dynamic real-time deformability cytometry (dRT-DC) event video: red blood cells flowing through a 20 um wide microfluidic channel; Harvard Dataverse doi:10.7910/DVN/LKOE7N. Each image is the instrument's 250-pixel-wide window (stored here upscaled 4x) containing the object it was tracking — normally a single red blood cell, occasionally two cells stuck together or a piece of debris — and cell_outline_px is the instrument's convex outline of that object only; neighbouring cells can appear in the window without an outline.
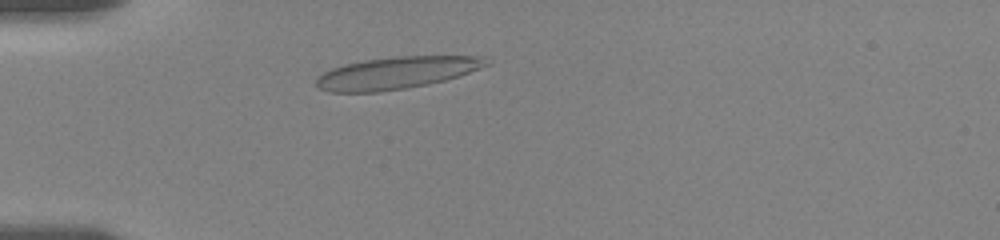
{"species": "human", "species_latin": "Homo sapiens", "temperature_condition": "room temperature", "stored_images_in_passage": 42, "camera_frame_rate_fps": 3000, "um_per_image_px": 0.085, "donor": {"sex": "female"}, "frame": {"image": 1, "passage_image": 5, "time_ms": 2.0, "image_size_px": [1000, 240], "cell_outline_px": [[492, 64], [460, 76], [428, 84], [380, 92], [332, 92], [320, 88], [316, 84], [316, 80], [324, 72], [332, 68], [344, 64], [364, 60], [396, 56], [484, 56], [492, 60]], "centroid_in_image_um": [33.79, 6.18], "position_along_channel_um": 51.2, "area_um2": 31.91}}
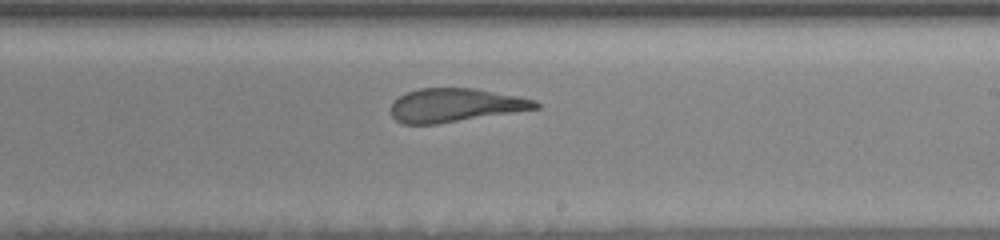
{"frame": {"image": 2, "passage_image": 18, "time_ms": 8.0, "image_size_px": [1000, 240], "cell_outline_px": [[540, 108], [436, 124], [400, 124], [392, 116], [392, 104], [400, 96], [408, 92], [420, 88], [476, 88], [520, 96], [536, 100], [540, 104]], "centroid_in_image_um": [38.73, 8.94], "position_along_channel_um": 250.3, "area_um2": 28.21}}
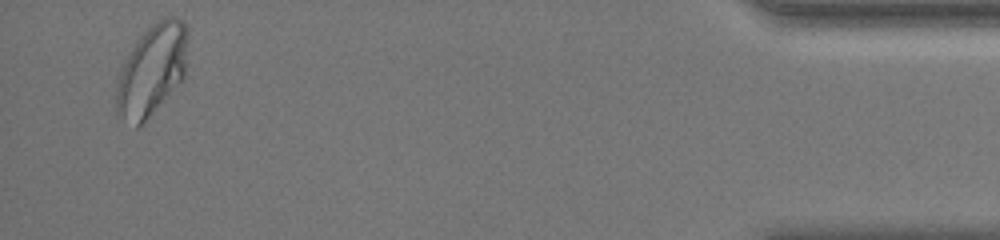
{"frame": {"image": 3, "passage_image": 39, "time_ms": 14.667, "image_size_px": [1000, 240], "cell_outline_px": [[188, 32], [184, 80], [136, 128], [116, 108], [116, 84], [120, 72], [128, 56], [140, 36], [156, 20], [164, 16], [176, 16], [188, 28]], "centroid_in_image_um": [12.96, 5.88], "position_along_channel_um": 422.2, "area_um2": 37.22}, "authors_computed_cell_mechanics": {"area_um2": 31.6744, "velocity_mm_per_s": 3.5975, "shape_relaxation_time_tau1_ms": 8.8679, "shape_relaxation_time_tau2_ms": 0.9372, "deformation_change_tau1": 0.2684, "deformation_change_tau2": 0.1049}}